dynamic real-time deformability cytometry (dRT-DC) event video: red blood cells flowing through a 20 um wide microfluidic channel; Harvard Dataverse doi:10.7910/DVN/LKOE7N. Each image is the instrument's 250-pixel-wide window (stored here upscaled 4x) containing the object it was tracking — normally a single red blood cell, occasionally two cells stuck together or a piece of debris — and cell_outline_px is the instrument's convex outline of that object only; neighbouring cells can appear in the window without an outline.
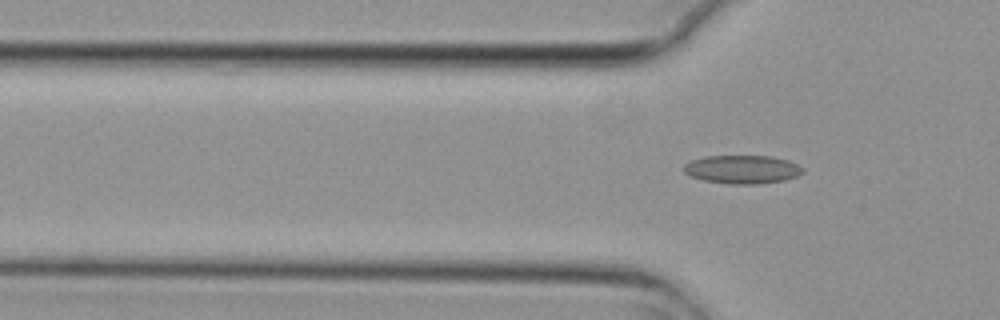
{"species": "common noctule bat (a hibernating species)", "species_latin": "Nyctalus noctula", "temperature_condition": "cold", "stored_images_in_passage": 6, "segment_of_instrument_passage": [2, 2], "camera_frame_rate_fps": 3000, "um_per_image_px": 0.085, "animal": {"sex": "female", "body_mass_g": 29.2, "forearm_length_mm": 56.3}, "frame": {"image": 1, "passage_image": 6, "time_ms": 1.667, "image_size_px": [1000, 320], "cell_outline_px": [[804, 172], [796, 176], [784, 180], [760, 184], [728, 184], [704, 180], [692, 176], [684, 172], [684, 164], [692, 160], [704, 156], [772, 156], [788, 160], [804, 168]], "centroid_in_image_um": [63.11, 14.4], "position_along_channel_um": 62.7, "area_um2": 19.71}}